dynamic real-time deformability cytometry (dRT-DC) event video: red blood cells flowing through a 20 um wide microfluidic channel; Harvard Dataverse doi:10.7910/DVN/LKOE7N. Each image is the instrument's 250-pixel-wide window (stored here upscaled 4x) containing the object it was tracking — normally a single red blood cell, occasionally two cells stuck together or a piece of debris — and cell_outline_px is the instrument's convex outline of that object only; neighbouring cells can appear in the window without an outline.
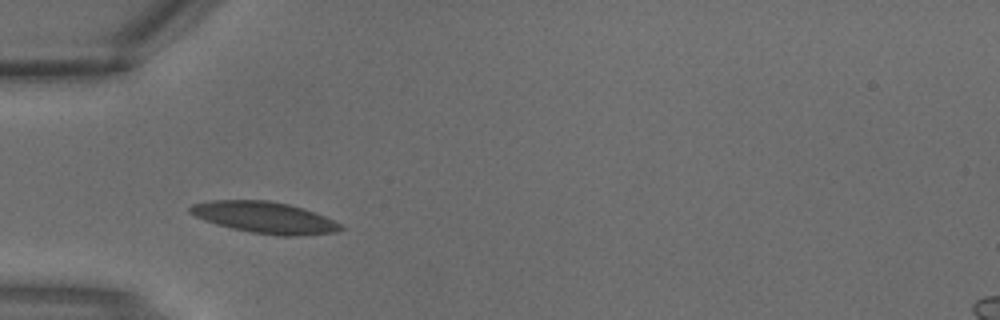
{"species": "common noctule bat (a hibernating species)", "species_latin": "Nyctalus noctula", "temperature_condition": "warm", "stored_images_in_passage": 5, "camera_frame_rate_fps": 3000, "um_per_image_px": 0.085, "animal": {"sex": "male", "body_mass_g": 18.8}, "frame": {"image": 1, "passage_image": 5, "time_ms": 1.333, "image_size_px": [1000, 320], "cell_outline_px": [[344, 228], [336, 232], [300, 236], [276, 236], [252, 232], [232, 228], [216, 224], [204, 220], [188, 212], [188, 208], [192, 204], [208, 200], [268, 200], [288, 204], [304, 208], [324, 216], [340, 224]], "centroid_in_image_um": [22.47, 18.48], "position_along_channel_um": 62.5, "area_um2": 27.63}}